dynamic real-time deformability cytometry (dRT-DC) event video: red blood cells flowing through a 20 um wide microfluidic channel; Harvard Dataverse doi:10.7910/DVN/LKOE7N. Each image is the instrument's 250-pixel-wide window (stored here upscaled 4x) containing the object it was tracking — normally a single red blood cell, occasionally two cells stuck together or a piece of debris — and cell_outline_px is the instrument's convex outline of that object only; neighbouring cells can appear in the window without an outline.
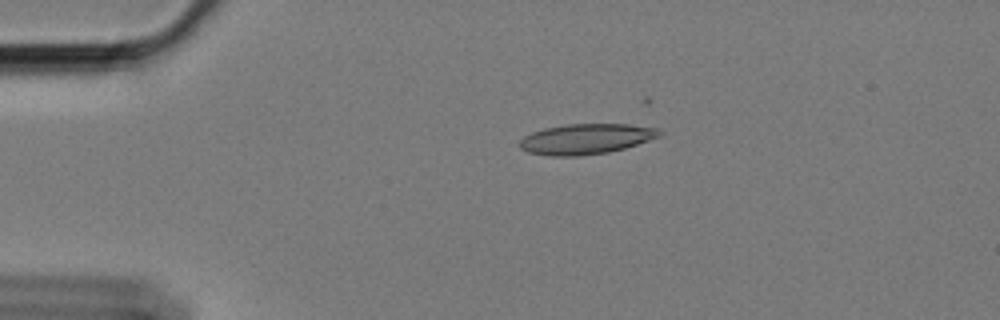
{"species": "Egyptian fruit bat (a non-hibernating species)", "species_latin": "Rousettus aegyptiacus", "temperature_condition": "cold", "stored_images_in_passage": 19, "camera_frame_rate_fps": 3000, "um_per_image_px": 0.085, "animal": {"sex": "female"}, "frame": {"image": 1, "passage_image": 13, "time_ms": 4.0, "image_size_px": [1000, 320], "cell_outline_px": [[664, 136], [624, 148], [608, 152], [580, 156], [552, 156], [528, 152], [520, 148], [520, 140], [524, 136], [532, 132], [544, 128], [568, 124], [628, 124], [656, 128], [664, 132]], "centroid_in_image_um": [49.85, 11.81], "position_along_channel_um": 35.1, "area_um2": 24.85}}